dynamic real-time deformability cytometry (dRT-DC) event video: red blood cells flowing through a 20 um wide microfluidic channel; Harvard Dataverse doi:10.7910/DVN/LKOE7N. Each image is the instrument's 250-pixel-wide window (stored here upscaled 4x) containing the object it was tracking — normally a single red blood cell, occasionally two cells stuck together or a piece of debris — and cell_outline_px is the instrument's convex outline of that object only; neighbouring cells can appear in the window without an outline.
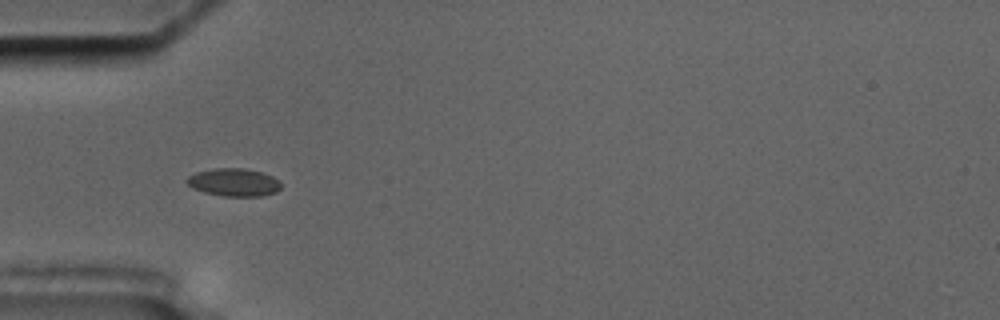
{"species": "common noctule bat (a hibernating species)", "species_latin": "Nyctalus noctula", "temperature_condition": "cold", "stored_images_in_passage": 6, "camera_frame_rate_fps": 3000, "um_per_image_px": 0.085, "animal": {"sex": "male", "body_mass_g": 17.5, "forearm_length_mm": 52.3}, "frame": {"image": 1, "passage_image": 5, "time_ms": 4.667, "image_size_px": [1000, 320], "cell_outline_px": [[280, 188], [276, 192], [264, 196], [224, 196], [204, 192], [192, 188], [184, 180], [188, 176], [196, 172], [212, 168], [244, 168], [260, 172], [272, 176], [280, 180]], "centroid_in_image_um": [19.86, 15.49], "position_along_channel_um": 65.1, "area_um2": 15.37}}